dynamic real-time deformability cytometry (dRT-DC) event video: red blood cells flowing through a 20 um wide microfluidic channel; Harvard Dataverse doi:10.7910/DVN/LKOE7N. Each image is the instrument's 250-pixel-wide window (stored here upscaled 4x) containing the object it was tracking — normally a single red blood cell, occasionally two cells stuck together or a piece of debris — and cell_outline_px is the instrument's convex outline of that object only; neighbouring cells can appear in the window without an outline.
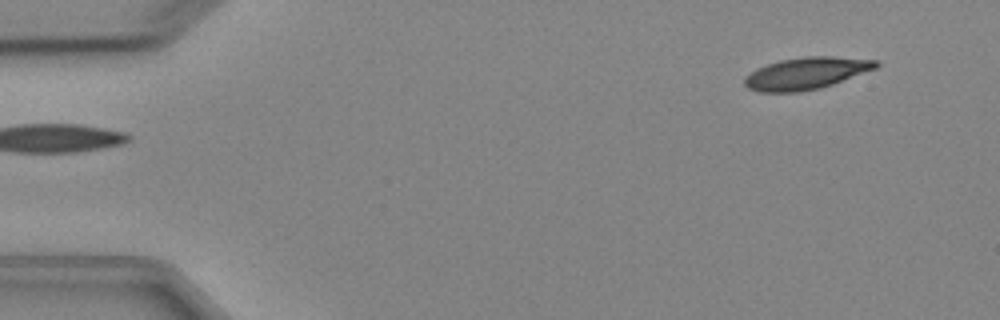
{"species": "Egyptian fruit bat (a non-hibernating species)", "species_latin": "Rousettus aegyptiacus", "temperature_condition": "cold", "stored_images_in_passage": 5, "segment_of_instrument_passage": [2, 2], "camera_frame_rate_fps": 3000, "um_per_image_px": 0.085, "animal": {"sex": "female"}, "frame": {"image": 1, "passage_image": 5, "time_ms": 5.667, "image_size_px": [1000, 320], "cell_outline_px": [[880, 64], [876, 68], [832, 84], [820, 88], [800, 92], [760, 92], [748, 88], [744, 84], [744, 80], [756, 68], [780, 60], [804, 56], [832, 56], [880, 60]], "centroid_in_image_um": [68.55, 6.22], "position_along_channel_um": 16.4, "area_um2": 24.39}}